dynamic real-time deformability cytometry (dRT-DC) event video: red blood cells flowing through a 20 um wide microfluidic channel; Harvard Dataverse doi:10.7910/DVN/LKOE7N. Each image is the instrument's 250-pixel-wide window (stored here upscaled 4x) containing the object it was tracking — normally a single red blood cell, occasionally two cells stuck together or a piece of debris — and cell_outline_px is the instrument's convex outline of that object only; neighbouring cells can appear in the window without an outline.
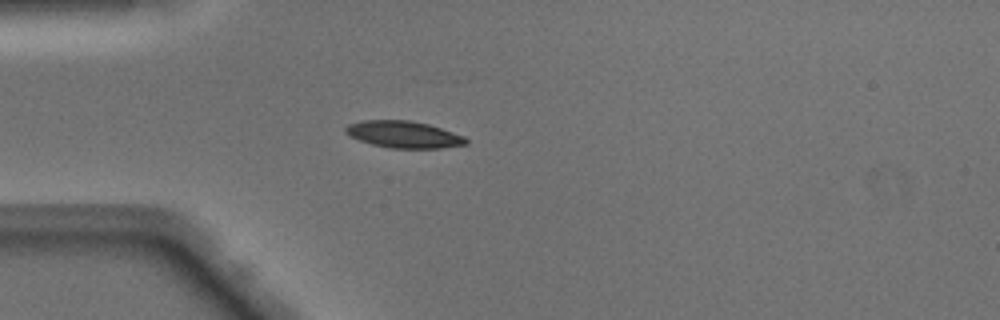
{"species": "Egyptian fruit bat (a non-hibernating species)", "species_latin": "Rousettus aegyptiacus", "temperature_condition": "warm", "stored_images_in_passage": 39, "camera_frame_rate_fps": 3000, "um_per_image_px": 0.085, "animal": {"sex": "male"}, "frame": {"image": 1, "passage_image": 4, "time_ms": 1.0, "image_size_px": [1000, 320], "cell_outline_px": [[468, 144], [440, 148], [388, 148], [372, 144], [360, 140], [344, 132], [344, 128], [348, 124], [360, 120], [408, 120], [428, 124], [464, 136], [468, 140]], "centroid_in_image_um": [34.3, 11.42], "position_along_channel_um": 50.7, "area_um2": 18.79}}
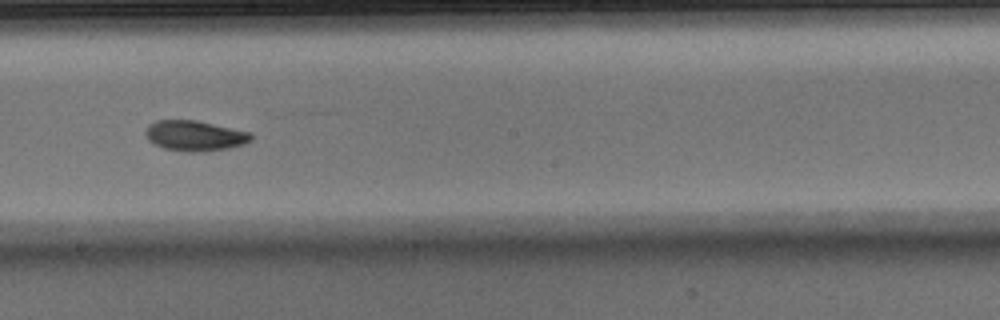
{"frame": {"image": 2, "passage_image": 18, "time_ms": 5.667, "image_size_px": [1000, 320], "cell_outline_px": [[252, 140], [244, 144], [228, 148], [204, 152], [184, 152], [164, 148], [148, 140], [144, 132], [148, 124], [156, 120], [196, 120], [252, 132]], "centroid_in_image_um": [16.56, 11.54], "position_along_channel_um": 231.6, "area_um2": 18.9}}
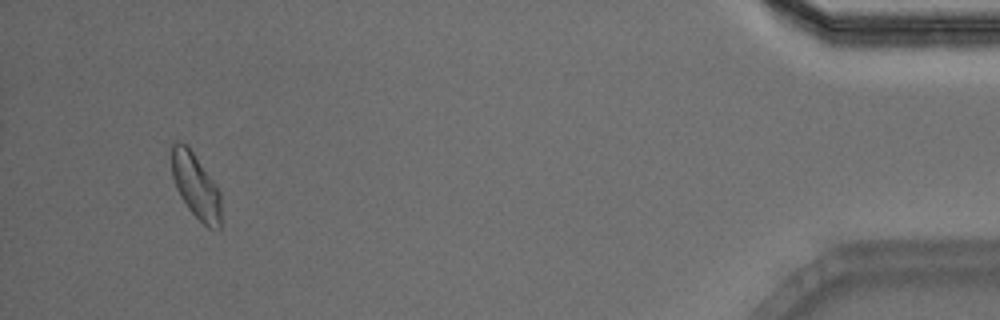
{"frame": {"image": 3, "passage_image": 37, "time_ms": 12.0, "image_size_px": [1000, 320], "cell_outline_px": [[220, 228], [208, 228], [188, 208], [180, 196], [176, 188], [172, 176], [172, 140], [180, 140], [188, 144], [220, 192]], "centroid_in_image_um": [16.61, 15.74], "position_along_channel_um": 418.6, "area_um2": 18.61}, "authors_computed_cell_mechanics": {"area_um2": 18.7272, "velocity_mm_per_s": 4.0913, "shape_relaxation_time_tau1_ms": 2.5535, "shape_relaxation_time_tau2_ms": 3.1051, "deformation_change_tau1": 0.1102, "deformation_change_tau2": 0.0755}}